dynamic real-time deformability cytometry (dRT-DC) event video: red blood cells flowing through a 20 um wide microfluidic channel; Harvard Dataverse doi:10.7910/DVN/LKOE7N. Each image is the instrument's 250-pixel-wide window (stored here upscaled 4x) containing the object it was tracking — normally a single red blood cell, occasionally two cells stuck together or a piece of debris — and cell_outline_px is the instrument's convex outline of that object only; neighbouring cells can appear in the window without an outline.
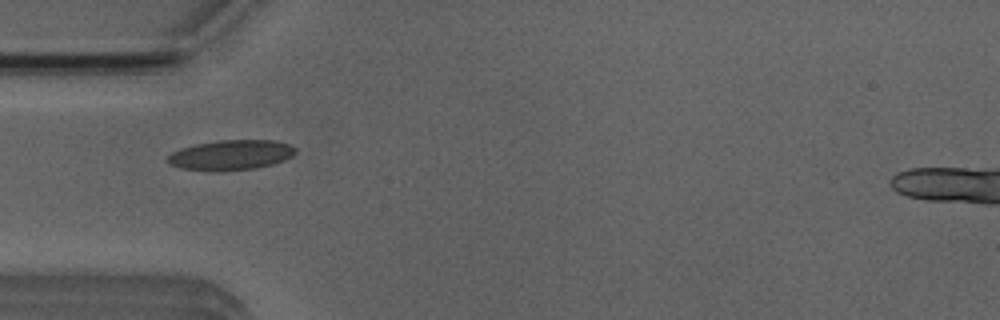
{"species": "Egyptian fruit bat (a non-hibernating species)", "species_latin": "Rousettus aegyptiacus", "temperature_condition": "room temperature", "stored_images_in_passage": 8, "camera_frame_rate_fps": 3000, "um_per_image_px": 0.085, "animal": {"sex": "male"}, "frame": {"image": 1, "passage_image": 5, "time_ms": 4.667, "image_size_px": [1000, 320], "cell_outline_px": [[296, 152], [292, 156], [284, 160], [272, 164], [256, 168], [180, 168], [168, 164], [164, 160], [172, 152], [180, 148], [196, 144], [220, 140], [276, 140], [288, 144], [296, 148]], "centroid_in_image_um": [19.65, 13.12], "position_along_channel_um": 65.4, "area_um2": 21.56}}
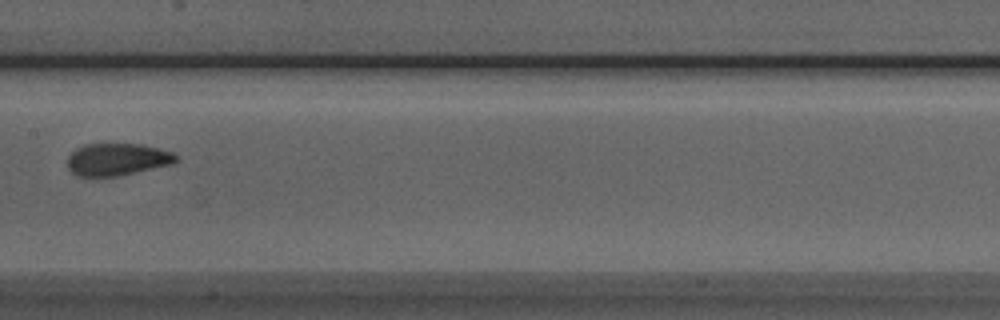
{"frame": {"image": 2, "passage_image": 8, "time_ms": 8.0, "image_size_px": [1000, 320], "cell_outline_px": [[180, 160], [172, 164], [116, 176], [76, 176], [68, 168], [68, 156], [76, 148], [84, 144], [144, 144], [160, 148], [172, 152]], "centroid_in_image_um": [9.97, 13.54], "position_along_channel_um": 197.4, "area_um2": 20.4}}